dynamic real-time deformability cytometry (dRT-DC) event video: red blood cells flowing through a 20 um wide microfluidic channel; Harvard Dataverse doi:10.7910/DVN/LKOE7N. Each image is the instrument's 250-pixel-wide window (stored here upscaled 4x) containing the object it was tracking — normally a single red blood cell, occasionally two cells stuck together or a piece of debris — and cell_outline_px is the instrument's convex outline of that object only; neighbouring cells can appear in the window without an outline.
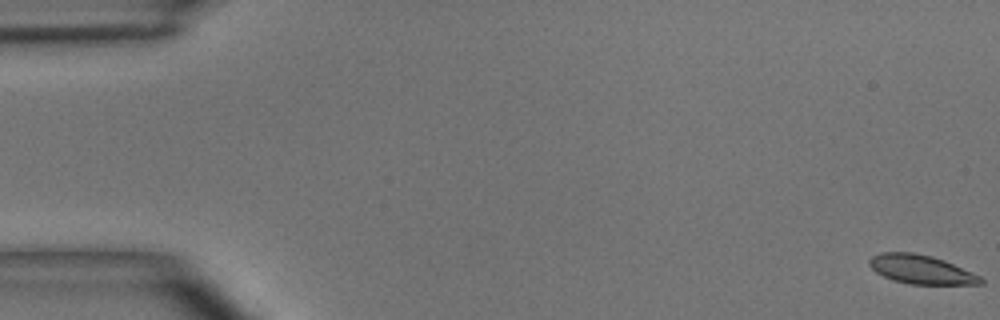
{"species": "common noctule bat (a hibernating species)", "species_latin": "Nyctalus noctula", "temperature_condition": "room temperature", "stored_images_in_passage": 5, "camera_frame_rate_fps": 3000, "um_per_image_px": 0.085, "animal": {"sex": "male", "body_mass_g": 15.6}, "frame": {"image": 1, "passage_image": 1, "time_ms": 0.0, "image_size_px": [1000, 320], "cell_outline_px": [[984, 284], [908, 284], [892, 280], [876, 272], [868, 264], [868, 260], [872, 256], [880, 252], [912, 252], [932, 256], [944, 260], [980, 276], [984, 280]], "centroid_in_image_um": [78.26, 22.9], "position_along_channel_um": 6.7, "area_um2": 18.73}}
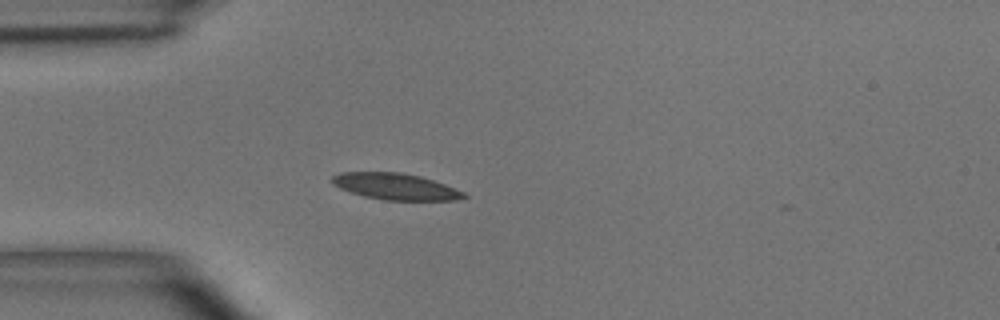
{"frame": {"image": 2, "passage_image": 5, "time_ms": 4.667, "image_size_px": [1000, 320], "cell_outline_px": [[468, 196], [456, 200], [384, 200], [364, 196], [340, 188], [332, 184], [332, 176], [340, 172], [400, 172], [420, 176], [444, 184], [464, 192]], "centroid_in_image_um": [33.6, 15.85], "position_along_channel_um": 51.4, "area_um2": 20.11}}